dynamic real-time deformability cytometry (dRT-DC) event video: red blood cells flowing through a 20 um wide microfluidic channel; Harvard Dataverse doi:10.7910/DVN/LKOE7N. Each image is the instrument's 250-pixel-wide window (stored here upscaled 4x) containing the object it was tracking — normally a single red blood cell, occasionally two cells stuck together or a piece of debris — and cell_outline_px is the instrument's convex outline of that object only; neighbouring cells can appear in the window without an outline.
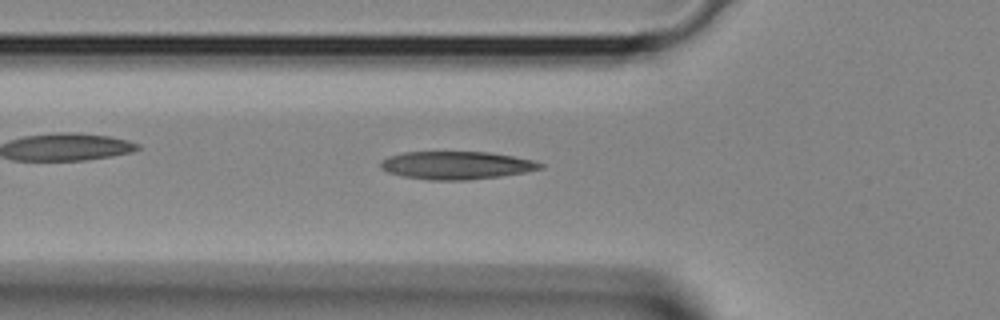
{"species": "Egyptian fruit bat (a non-hibernating species)", "species_latin": "Rousettus aegyptiacus", "temperature_condition": "room temperature", "stored_images_in_passage": 28, "camera_frame_rate_fps": 3000, "um_per_image_px": 0.085, "animal": {"sex": "female"}, "frame": {"image": 1, "passage_image": 2, "time_ms": 0.333, "image_size_px": [1000, 320], "cell_outline_px": [[544, 168], [524, 172], [500, 176], [468, 180], [428, 180], [404, 176], [388, 172], [380, 168], [380, 160], [388, 156], [404, 152], [488, 152], [536, 160], [544, 164]], "centroid_in_image_um": [38.8, 14.05], "position_along_channel_um": 87.0, "area_um2": 26.07}}
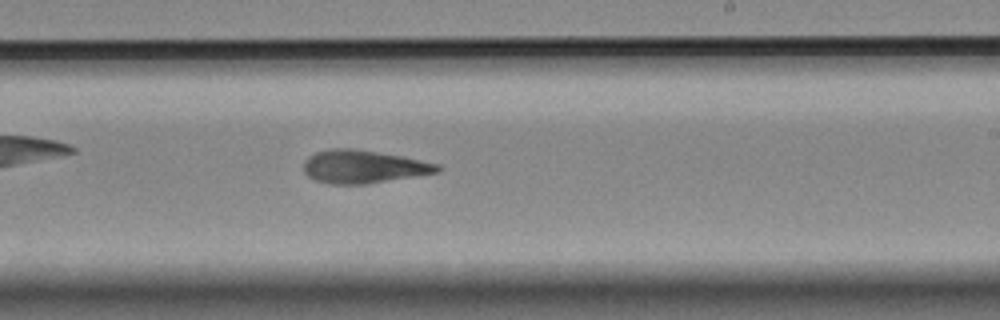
{"frame": {"image": 2, "passage_image": 12, "time_ms": 3.667, "image_size_px": [1000, 320], "cell_outline_px": [[444, 168], [440, 172], [416, 176], [364, 184], [328, 184], [316, 180], [308, 176], [304, 172], [304, 160], [308, 156], [316, 152], [332, 148], [352, 148], [400, 156], [440, 164]], "centroid_in_image_um": [30.89, 14.17], "position_along_channel_um": 258.1, "area_um2": 25.72}}
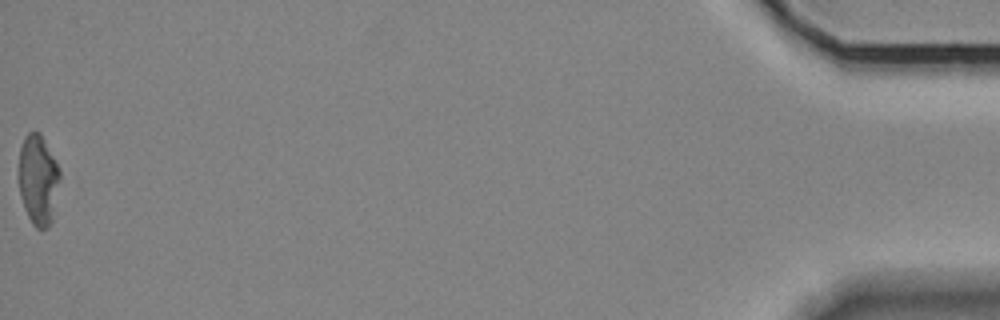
{"frame": {"image": 3, "passage_image": 28, "time_ms": 9.0, "image_size_px": [1000, 320], "cell_outline_px": [[60, 180], [52, 220], [48, 228], [36, 228], [32, 224], [24, 208], [20, 196], [16, 176], [20, 148], [24, 136], [28, 132], [40, 132], [60, 172]], "centroid_in_image_um": [3.2, 15.29], "position_along_channel_um": 432.0, "area_um2": 21.96}}